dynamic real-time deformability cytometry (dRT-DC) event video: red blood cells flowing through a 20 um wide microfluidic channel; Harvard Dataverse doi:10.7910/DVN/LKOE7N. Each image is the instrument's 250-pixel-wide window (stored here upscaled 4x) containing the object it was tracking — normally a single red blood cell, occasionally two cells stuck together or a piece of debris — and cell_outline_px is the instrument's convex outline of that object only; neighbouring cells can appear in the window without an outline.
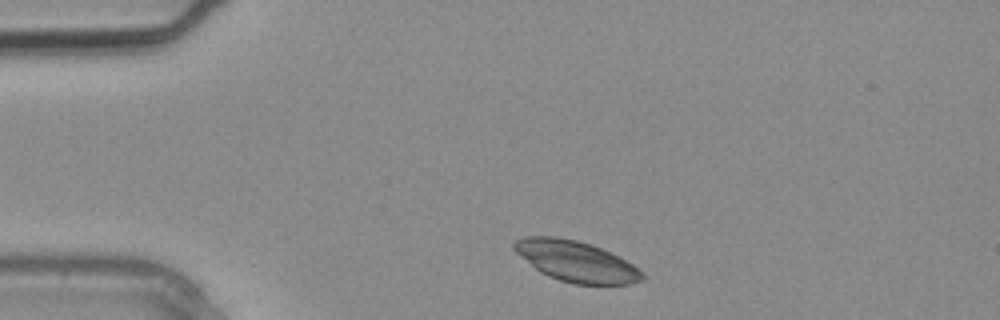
{"species": "common noctule bat (a hibernating species)", "species_latin": "Nyctalus noctula", "temperature_condition": "warm", "stored_images_in_passage": 2, "camera_frame_rate_fps": 3000, "um_per_image_px": 0.085, "animal": {"sex": "male", "body_mass_g": 20.4}, "frame": {"image": 1, "passage_image": 1, "time_ms": 0.0, "image_size_px": [1000, 320], "cell_outline_px": [[644, 280], [628, 284], [576, 284], [560, 280], [548, 276], [540, 272], [516, 252], [512, 248], [512, 244], [516, 240], [524, 236], [556, 236], [576, 240], [592, 244], [632, 264], [644, 272]], "centroid_in_image_um": [48.95, 22.2], "position_along_channel_um": 36.1, "area_um2": 30.17}}